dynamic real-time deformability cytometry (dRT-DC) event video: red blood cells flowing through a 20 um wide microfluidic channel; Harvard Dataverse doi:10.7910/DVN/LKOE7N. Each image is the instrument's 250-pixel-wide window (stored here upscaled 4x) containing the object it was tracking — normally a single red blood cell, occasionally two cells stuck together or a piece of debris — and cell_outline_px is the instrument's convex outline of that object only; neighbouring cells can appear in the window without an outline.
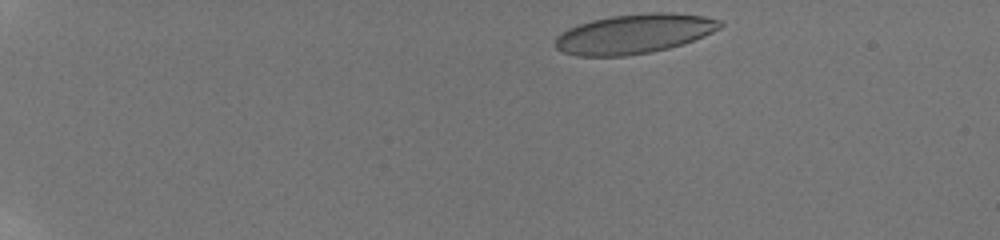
{"species": "human", "species_latin": "Homo sapiens", "temperature_condition": "room temperature", "stored_images_in_passage": 54, "camera_frame_rate_fps": 3000, "um_per_image_px": 0.085, "donor": {"sex": "male"}, "frame": {"image": 1, "passage_image": 2, "time_ms": 0.333, "image_size_px": [1000, 240], "cell_outline_px": [[724, 24], [720, 28], [704, 36], [684, 44], [668, 48], [648, 52], [624, 56], [576, 56], [564, 52], [556, 48], [556, 36], [560, 32], [568, 28], [592, 20], [612, 16], [648, 12], [672, 12], [704, 16], [720, 20]], "centroid_in_image_um": [53.92, 2.87], "position_along_channel_um": 31.1, "area_um2": 37.97}}
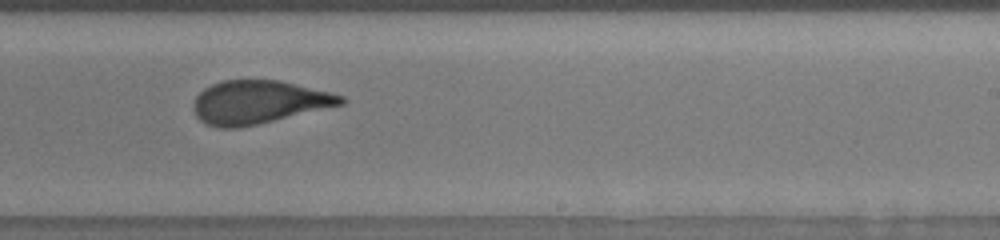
{"frame": {"image": 2, "passage_image": 30, "time_ms": 9.667, "image_size_px": [1000, 240], "cell_outline_px": [[344, 104], [240, 128], [220, 128], [204, 124], [196, 116], [192, 108], [192, 104], [196, 96], [204, 88], [212, 84], [224, 80], [280, 80], [344, 96]], "centroid_in_image_um": [21.92, 8.69], "position_along_channel_um": 267.1, "area_um2": 37.05}}
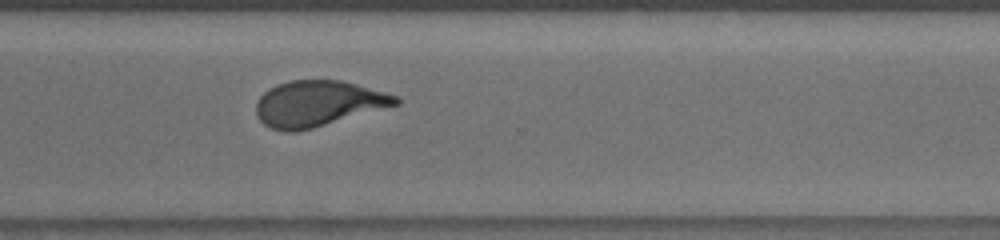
{"frame": {"image": 3, "passage_image": 38, "time_ms": 11.667, "image_size_px": [1000, 240], "cell_outline_px": [[400, 104], [312, 128], [296, 132], [284, 132], [272, 128], [264, 124], [256, 116], [256, 100], [264, 92], [288, 80], [340, 80], [356, 84], [396, 96], [400, 100]], "centroid_in_image_um": [26.99, 8.81], "position_along_channel_um": 343.6, "area_um2": 36.88}, "authors_computed_cell_mechanics": {"area_um2": 37.3388, "velocity_mm_per_s": 3.8266, "shape_relaxation_time_tau1_ms": 4.9708, "shape_relaxation_time_tau2_ms": 0.7409, "deformation_change_tau1": 0.1693, "deformation_change_tau2": 0.0668}}